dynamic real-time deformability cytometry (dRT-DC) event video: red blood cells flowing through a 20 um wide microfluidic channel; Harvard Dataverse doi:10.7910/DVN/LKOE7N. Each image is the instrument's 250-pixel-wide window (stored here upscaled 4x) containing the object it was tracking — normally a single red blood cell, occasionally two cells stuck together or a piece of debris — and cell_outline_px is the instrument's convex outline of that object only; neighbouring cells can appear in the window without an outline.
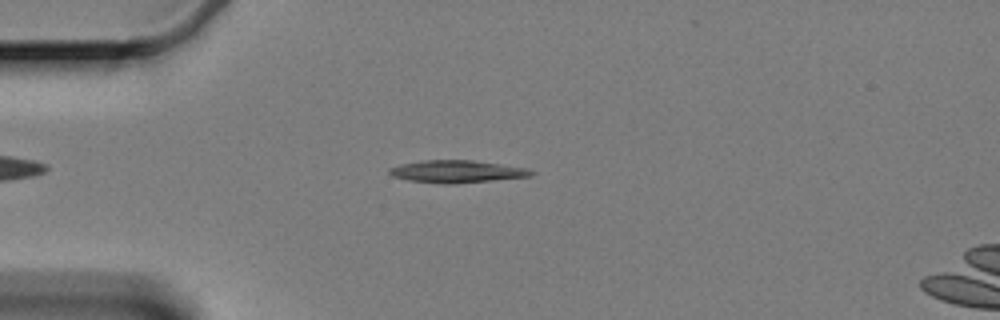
{"species": "Egyptian fruit bat (a non-hibernating species)", "species_latin": "Rousettus aegyptiacus", "temperature_condition": "cold", "stored_images_in_passage": 54, "camera_frame_rate_fps": 3000, "um_per_image_px": 0.085, "animal": {"sex": "female"}, "frame": {"image": 1, "passage_image": 10, "time_ms": 3.0, "image_size_px": [1000, 320], "cell_outline_px": [[536, 172], [532, 176], [456, 184], [444, 184], [408, 180], [392, 176], [388, 172], [388, 168], [400, 164], [420, 160], [472, 160], [500, 164], [524, 168]], "centroid_in_image_um": [38.79, 14.58], "position_along_channel_um": 46.2, "area_um2": 18.55}}
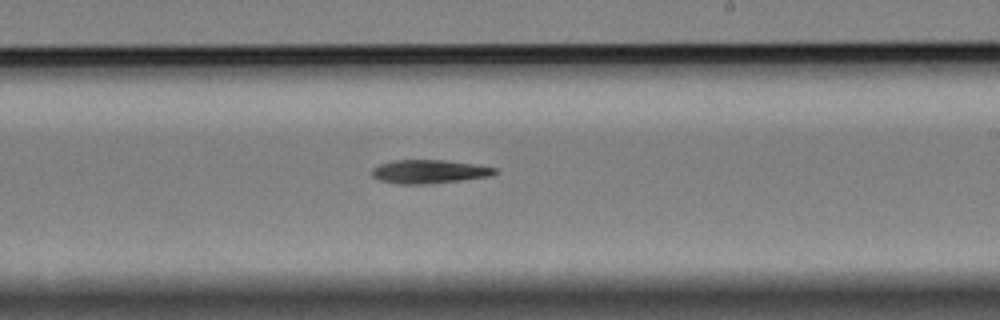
{"frame": {"image": 2, "passage_image": 30, "time_ms": 9.667, "image_size_px": [1000, 320], "cell_outline_px": [[496, 172], [492, 176], [464, 180], [428, 184], [396, 184], [380, 180], [372, 176], [372, 168], [380, 164], [392, 160], [444, 160], [472, 164], [496, 168]], "centroid_in_image_um": [36.46, 14.59], "position_along_channel_um": 252.5, "area_um2": 16.94}}
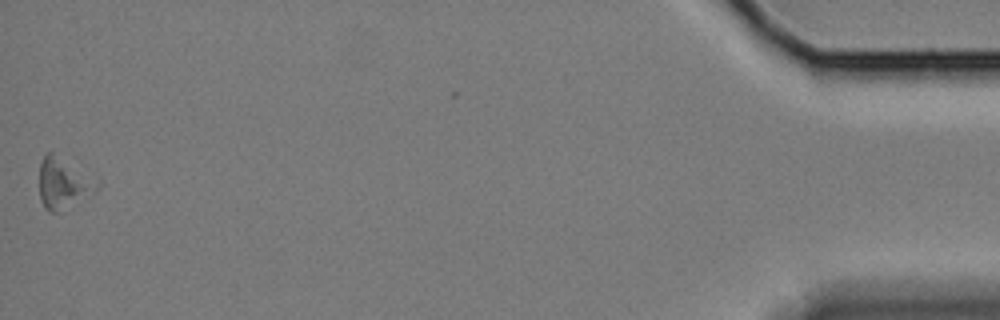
{"frame": {"image": 3, "passage_image": 54, "time_ms": 17.667, "image_size_px": [1000, 320], "cell_outline_px": [[100, 188], [88, 196], [52, 212], [48, 212], [44, 208], [40, 200], [40, 164], [44, 156], [48, 152], [52, 152], [100, 180]], "centroid_in_image_um": [5.41, 15.54], "position_along_channel_um": 429.8, "area_um2": 16.76}}